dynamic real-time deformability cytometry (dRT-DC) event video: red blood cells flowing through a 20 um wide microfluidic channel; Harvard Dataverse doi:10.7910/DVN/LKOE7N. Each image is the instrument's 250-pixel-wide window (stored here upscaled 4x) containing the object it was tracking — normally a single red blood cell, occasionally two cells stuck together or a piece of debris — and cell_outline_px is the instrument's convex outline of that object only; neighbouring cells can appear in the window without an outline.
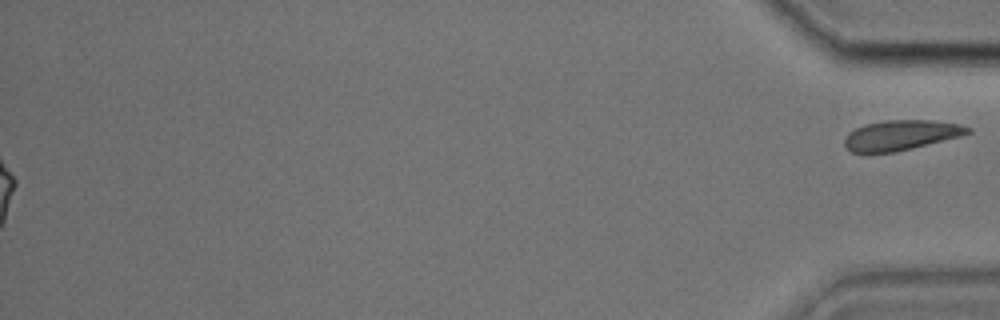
{"species": "common noctule bat (a hibernating species)", "species_latin": "Nyctalus noctula", "temperature_condition": "cold", "stored_images_in_passage": 39, "segment_of_instrument_passage": [2, 2], "camera_frame_rate_fps": 3000, "um_per_image_px": 0.085, "animal": {"sex": "male", "body_mass_g": 17.9, "forearm_length_mm": 54.2}, "frame": {"image": 1, "passage_image": 39, "time_ms": 12.667, "image_size_px": [1000, 320], "cell_outline_px": [[972, 132], [960, 136], [912, 148], [892, 152], [864, 156], [852, 152], [844, 148], [844, 140], [848, 132], [864, 124], [884, 120], [932, 120], [960, 124], [972, 128]], "centroid_in_image_um": [76.5, 11.52], "position_along_channel_um": 358.7, "area_um2": 22.14}}